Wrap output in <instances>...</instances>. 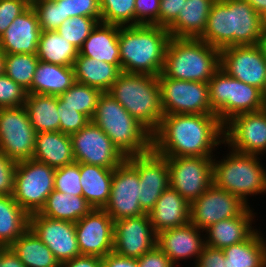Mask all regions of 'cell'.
Returning a JSON list of instances; mask_svg holds the SVG:
<instances>
[{
    "instance_id": "3",
    "label": "cell",
    "mask_w": 266,
    "mask_h": 267,
    "mask_svg": "<svg viewBox=\"0 0 266 267\" xmlns=\"http://www.w3.org/2000/svg\"><path fill=\"white\" fill-rule=\"evenodd\" d=\"M170 38L168 29L158 25L119 26L122 72L158 77Z\"/></svg>"
},
{
    "instance_id": "49",
    "label": "cell",
    "mask_w": 266,
    "mask_h": 267,
    "mask_svg": "<svg viewBox=\"0 0 266 267\" xmlns=\"http://www.w3.org/2000/svg\"><path fill=\"white\" fill-rule=\"evenodd\" d=\"M18 162L0 151V195H12Z\"/></svg>"
},
{
    "instance_id": "60",
    "label": "cell",
    "mask_w": 266,
    "mask_h": 267,
    "mask_svg": "<svg viewBox=\"0 0 266 267\" xmlns=\"http://www.w3.org/2000/svg\"><path fill=\"white\" fill-rule=\"evenodd\" d=\"M263 95H264V98L266 99V84H265V87H264V90H263Z\"/></svg>"
},
{
    "instance_id": "8",
    "label": "cell",
    "mask_w": 266,
    "mask_h": 267,
    "mask_svg": "<svg viewBox=\"0 0 266 267\" xmlns=\"http://www.w3.org/2000/svg\"><path fill=\"white\" fill-rule=\"evenodd\" d=\"M211 109L225 125L234 116L266 108L263 92L219 68L208 81Z\"/></svg>"
},
{
    "instance_id": "15",
    "label": "cell",
    "mask_w": 266,
    "mask_h": 267,
    "mask_svg": "<svg viewBox=\"0 0 266 267\" xmlns=\"http://www.w3.org/2000/svg\"><path fill=\"white\" fill-rule=\"evenodd\" d=\"M126 160L139 174V202L142 210L149 213L162 193L170 186L167 159L153 149L145 154L132 155Z\"/></svg>"
},
{
    "instance_id": "43",
    "label": "cell",
    "mask_w": 266,
    "mask_h": 267,
    "mask_svg": "<svg viewBox=\"0 0 266 267\" xmlns=\"http://www.w3.org/2000/svg\"><path fill=\"white\" fill-rule=\"evenodd\" d=\"M80 163L74 162L55 169L54 190L82 196Z\"/></svg>"
},
{
    "instance_id": "34",
    "label": "cell",
    "mask_w": 266,
    "mask_h": 267,
    "mask_svg": "<svg viewBox=\"0 0 266 267\" xmlns=\"http://www.w3.org/2000/svg\"><path fill=\"white\" fill-rule=\"evenodd\" d=\"M92 209L93 207L83 196L64 194L53 190L39 214L52 219L76 223Z\"/></svg>"
},
{
    "instance_id": "6",
    "label": "cell",
    "mask_w": 266,
    "mask_h": 267,
    "mask_svg": "<svg viewBox=\"0 0 266 267\" xmlns=\"http://www.w3.org/2000/svg\"><path fill=\"white\" fill-rule=\"evenodd\" d=\"M227 150L222 158H219V151L213 157V183L251 206V196L266 194V168L260 161L262 156L238 153L229 147Z\"/></svg>"
},
{
    "instance_id": "58",
    "label": "cell",
    "mask_w": 266,
    "mask_h": 267,
    "mask_svg": "<svg viewBox=\"0 0 266 267\" xmlns=\"http://www.w3.org/2000/svg\"><path fill=\"white\" fill-rule=\"evenodd\" d=\"M4 55L5 53L0 49V75L4 73Z\"/></svg>"
},
{
    "instance_id": "47",
    "label": "cell",
    "mask_w": 266,
    "mask_h": 267,
    "mask_svg": "<svg viewBox=\"0 0 266 267\" xmlns=\"http://www.w3.org/2000/svg\"><path fill=\"white\" fill-rule=\"evenodd\" d=\"M160 0H135V25L159 26Z\"/></svg>"
},
{
    "instance_id": "32",
    "label": "cell",
    "mask_w": 266,
    "mask_h": 267,
    "mask_svg": "<svg viewBox=\"0 0 266 267\" xmlns=\"http://www.w3.org/2000/svg\"><path fill=\"white\" fill-rule=\"evenodd\" d=\"M260 228L247 240L222 249L225 267H266V237Z\"/></svg>"
},
{
    "instance_id": "25",
    "label": "cell",
    "mask_w": 266,
    "mask_h": 267,
    "mask_svg": "<svg viewBox=\"0 0 266 267\" xmlns=\"http://www.w3.org/2000/svg\"><path fill=\"white\" fill-rule=\"evenodd\" d=\"M156 234L190 222V202L175 189L168 187L148 213Z\"/></svg>"
},
{
    "instance_id": "31",
    "label": "cell",
    "mask_w": 266,
    "mask_h": 267,
    "mask_svg": "<svg viewBox=\"0 0 266 267\" xmlns=\"http://www.w3.org/2000/svg\"><path fill=\"white\" fill-rule=\"evenodd\" d=\"M114 169L80 163L82 196L93 207L103 209L110 198Z\"/></svg>"
},
{
    "instance_id": "1",
    "label": "cell",
    "mask_w": 266,
    "mask_h": 267,
    "mask_svg": "<svg viewBox=\"0 0 266 267\" xmlns=\"http://www.w3.org/2000/svg\"><path fill=\"white\" fill-rule=\"evenodd\" d=\"M221 145L224 125L215 114L164 115L152 134V149L164 157H214Z\"/></svg>"
},
{
    "instance_id": "46",
    "label": "cell",
    "mask_w": 266,
    "mask_h": 267,
    "mask_svg": "<svg viewBox=\"0 0 266 267\" xmlns=\"http://www.w3.org/2000/svg\"><path fill=\"white\" fill-rule=\"evenodd\" d=\"M65 20L74 16L93 17L101 20L100 0H63Z\"/></svg>"
},
{
    "instance_id": "56",
    "label": "cell",
    "mask_w": 266,
    "mask_h": 267,
    "mask_svg": "<svg viewBox=\"0 0 266 267\" xmlns=\"http://www.w3.org/2000/svg\"><path fill=\"white\" fill-rule=\"evenodd\" d=\"M260 15L266 12V0H246Z\"/></svg>"
},
{
    "instance_id": "61",
    "label": "cell",
    "mask_w": 266,
    "mask_h": 267,
    "mask_svg": "<svg viewBox=\"0 0 266 267\" xmlns=\"http://www.w3.org/2000/svg\"><path fill=\"white\" fill-rule=\"evenodd\" d=\"M29 4H32L33 2L37 1V0H26Z\"/></svg>"
},
{
    "instance_id": "11",
    "label": "cell",
    "mask_w": 266,
    "mask_h": 267,
    "mask_svg": "<svg viewBox=\"0 0 266 267\" xmlns=\"http://www.w3.org/2000/svg\"><path fill=\"white\" fill-rule=\"evenodd\" d=\"M36 132L25 106L0 108V151L15 162L33 158Z\"/></svg>"
},
{
    "instance_id": "57",
    "label": "cell",
    "mask_w": 266,
    "mask_h": 267,
    "mask_svg": "<svg viewBox=\"0 0 266 267\" xmlns=\"http://www.w3.org/2000/svg\"><path fill=\"white\" fill-rule=\"evenodd\" d=\"M258 46L260 47L263 55L266 58V30L262 29V33L259 38Z\"/></svg>"
},
{
    "instance_id": "9",
    "label": "cell",
    "mask_w": 266,
    "mask_h": 267,
    "mask_svg": "<svg viewBox=\"0 0 266 267\" xmlns=\"http://www.w3.org/2000/svg\"><path fill=\"white\" fill-rule=\"evenodd\" d=\"M55 168L34 159L16 167L13 198L28 214L39 213L54 190Z\"/></svg>"
},
{
    "instance_id": "59",
    "label": "cell",
    "mask_w": 266,
    "mask_h": 267,
    "mask_svg": "<svg viewBox=\"0 0 266 267\" xmlns=\"http://www.w3.org/2000/svg\"><path fill=\"white\" fill-rule=\"evenodd\" d=\"M262 29L266 30V12L261 15Z\"/></svg>"
},
{
    "instance_id": "29",
    "label": "cell",
    "mask_w": 266,
    "mask_h": 267,
    "mask_svg": "<svg viewBox=\"0 0 266 267\" xmlns=\"http://www.w3.org/2000/svg\"><path fill=\"white\" fill-rule=\"evenodd\" d=\"M75 82L73 66L55 65L39 60L31 84V93L59 96Z\"/></svg>"
},
{
    "instance_id": "55",
    "label": "cell",
    "mask_w": 266,
    "mask_h": 267,
    "mask_svg": "<svg viewBox=\"0 0 266 267\" xmlns=\"http://www.w3.org/2000/svg\"><path fill=\"white\" fill-rule=\"evenodd\" d=\"M0 267H25L9 247L0 246Z\"/></svg>"
},
{
    "instance_id": "2",
    "label": "cell",
    "mask_w": 266,
    "mask_h": 267,
    "mask_svg": "<svg viewBox=\"0 0 266 267\" xmlns=\"http://www.w3.org/2000/svg\"><path fill=\"white\" fill-rule=\"evenodd\" d=\"M261 33V15L246 0H216L198 39L222 50L230 46L258 45Z\"/></svg>"
},
{
    "instance_id": "26",
    "label": "cell",
    "mask_w": 266,
    "mask_h": 267,
    "mask_svg": "<svg viewBox=\"0 0 266 267\" xmlns=\"http://www.w3.org/2000/svg\"><path fill=\"white\" fill-rule=\"evenodd\" d=\"M118 35V25L98 22L82 44L78 55L121 65Z\"/></svg>"
},
{
    "instance_id": "10",
    "label": "cell",
    "mask_w": 266,
    "mask_h": 267,
    "mask_svg": "<svg viewBox=\"0 0 266 267\" xmlns=\"http://www.w3.org/2000/svg\"><path fill=\"white\" fill-rule=\"evenodd\" d=\"M164 115L215 114L209 100V85L203 82L157 77Z\"/></svg>"
},
{
    "instance_id": "45",
    "label": "cell",
    "mask_w": 266,
    "mask_h": 267,
    "mask_svg": "<svg viewBox=\"0 0 266 267\" xmlns=\"http://www.w3.org/2000/svg\"><path fill=\"white\" fill-rule=\"evenodd\" d=\"M60 118V132L71 135L84 128L91 120L70 106H62V99L58 96L57 106Z\"/></svg>"
},
{
    "instance_id": "33",
    "label": "cell",
    "mask_w": 266,
    "mask_h": 267,
    "mask_svg": "<svg viewBox=\"0 0 266 267\" xmlns=\"http://www.w3.org/2000/svg\"><path fill=\"white\" fill-rule=\"evenodd\" d=\"M24 106L36 133L60 131L58 96L27 94Z\"/></svg>"
},
{
    "instance_id": "30",
    "label": "cell",
    "mask_w": 266,
    "mask_h": 267,
    "mask_svg": "<svg viewBox=\"0 0 266 267\" xmlns=\"http://www.w3.org/2000/svg\"><path fill=\"white\" fill-rule=\"evenodd\" d=\"M75 80L108 92L122 72L121 65L109 64L105 61L78 55L74 62Z\"/></svg>"
},
{
    "instance_id": "20",
    "label": "cell",
    "mask_w": 266,
    "mask_h": 267,
    "mask_svg": "<svg viewBox=\"0 0 266 267\" xmlns=\"http://www.w3.org/2000/svg\"><path fill=\"white\" fill-rule=\"evenodd\" d=\"M157 234L149 214L114 221L113 252L129 258H140L156 246Z\"/></svg>"
},
{
    "instance_id": "4",
    "label": "cell",
    "mask_w": 266,
    "mask_h": 267,
    "mask_svg": "<svg viewBox=\"0 0 266 267\" xmlns=\"http://www.w3.org/2000/svg\"><path fill=\"white\" fill-rule=\"evenodd\" d=\"M220 68V50L198 38H173L158 77L208 83Z\"/></svg>"
},
{
    "instance_id": "37",
    "label": "cell",
    "mask_w": 266,
    "mask_h": 267,
    "mask_svg": "<svg viewBox=\"0 0 266 267\" xmlns=\"http://www.w3.org/2000/svg\"><path fill=\"white\" fill-rule=\"evenodd\" d=\"M79 50L57 31H41L37 57L55 65L74 66Z\"/></svg>"
},
{
    "instance_id": "16",
    "label": "cell",
    "mask_w": 266,
    "mask_h": 267,
    "mask_svg": "<svg viewBox=\"0 0 266 267\" xmlns=\"http://www.w3.org/2000/svg\"><path fill=\"white\" fill-rule=\"evenodd\" d=\"M247 207L239 197L212 183L190 203V222L205 231L219 221L240 215Z\"/></svg>"
},
{
    "instance_id": "36",
    "label": "cell",
    "mask_w": 266,
    "mask_h": 267,
    "mask_svg": "<svg viewBox=\"0 0 266 267\" xmlns=\"http://www.w3.org/2000/svg\"><path fill=\"white\" fill-rule=\"evenodd\" d=\"M29 228V215L12 195H0V246L9 247Z\"/></svg>"
},
{
    "instance_id": "28",
    "label": "cell",
    "mask_w": 266,
    "mask_h": 267,
    "mask_svg": "<svg viewBox=\"0 0 266 267\" xmlns=\"http://www.w3.org/2000/svg\"><path fill=\"white\" fill-rule=\"evenodd\" d=\"M216 0H186L178 17L167 27L173 38H199Z\"/></svg>"
},
{
    "instance_id": "14",
    "label": "cell",
    "mask_w": 266,
    "mask_h": 267,
    "mask_svg": "<svg viewBox=\"0 0 266 267\" xmlns=\"http://www.w3.org/2000/svg\"><path fill=\"white\" fill-rule=\"evenodd\" d=\"M224 146L238 153L265 157L266 108L229 120L224 125Z\"/></svg>"
},
{
    "instance_id": "41",
    "label": "cell",
    "mask_w": 266,
    "mask_h": 267,
    "mask_svg": "<svg viewBox=\"0 0 266 267\" xmlns=\"http://www.w3.org/2000/svg\"><path fill=\"white\" fill-rule=\"evenodd\" d=\"M97 24L93 17L74 16L64 20L56 31L79 50Z\"/></svg>"
},
{
    "instance_id": "23",
    "label": "cell",
    "mask_w": 266,
    "mask_h": 267,
    "mask_svg": "<svg viewBox=\"0 0 266 267\" xmlns=\"http://www.w3.org/2000/svg\"><path fill=\"white\" fill-rule=\"evenodd\" d=\"M40 34L37 14L30 5L0 37V49L11 54H37Z\"/></svg>"
},
{
    "instance_id": "40",
    "label": "cell",
    "mask_w": 266,
    "mask_h": 267,
    "mask_svg": "<svg viewBox=\"0 0 266 267\" xmlns=\"http://www.w3.org/2000/svg\"><path fill=\"white\" fill-rule=\"evenodd\" d=\"M100 22L118 26L135 25V0H100Z\"/></svg>"
},
{
    "instance_id": "51",
    "label": "cell",
    "mask_w": 266,
    "mask_h": 267,
    "mask_svg": "<svg viewBox=\"0 0 266 267\" xmlns=\"http://www.w3.org/2000/svg\"><path fill=\"white\" fill-rule=\"evenodd\" d=\"M193 267H225V255L222 249L205 245Z\"/></svg>"
},
{
    "instance_id": "27",
    "label": "cell",
    "mask_w": 266,
    "mask_h": 267,
    "mask_svg": "<svg viewBox=\"0 0 266 267\" xmlns=\"http://www.w3.org/2000/svg\"><path fill=\"white\" fill-rule=\"evenodd\" d=\"M32 159L55 169L74 163L70 135L60 131L36 133Z\"/></svg>"
},
{
    "instance_id": "48",
    "label": "cell",
    "mask_w": 266,
    "mask_h": 267,
    "mask_svg": "<svg viewBox=\"0 0 266 267\" xmlns=\"http://www.w3.org/2000/svg\"><path fill=\"white\" fill-rule=\"evenodd\" d=\"M30 5L26 0H0V37Z\"/></svg>"
},
{
    "instance_id": "39",
    "label": "cell",
    "mask_w": 266,
    "mask_h": 267,
    "mask_svg": "<svg viewBox=\"0 0 266 267\" xmlns=\"http://www.w3.org/2000/svg\"><path fill=\"white\" fill-rule=\"evenodd\" d=\"M102 94L103 92L97 88L75 82L59 97L62 99V106H70L74 110L85 114L91 120Z\"/></svg>"
},
{
    "instance_id": "35",
    "label": "cell",
    "mask_w": 266,
    "mask_h": 267,
    "mask_svg": "<svg viewBox=\"0 0 266 267\" xmlns=\"http://www.w3.org/2000/svg\"><path fill=\"white\" fill-rule=\"evenodd\" d=\"M9 248L25 267H56L60 263L49 247L28 228Z\"/></svg>"
},
{
    "instance_id": "50",
    "label": "cell",
    "mask_w": 266,
    "mask_h": 267,
    "mask_svg": "<svg viewBox=\"0 0 266 267\" xmlns=\"http://www.w3.org/2000/svg\"><path fill=\"white\" fill-rule=\"evenodd\" d=\"M186 0H160L159 26L168 27L183 8Z\"/></svg>"
},
{
    "instance_id": "52",
    "label": "cell",
    "mask_w": 266,
    "mask_h": 267,
    "mask_svg": "<svg viewBox=\"0 0 266 267\" xmlns=\"http://www.w3.org/2000/svg\"><path fill=\"white\" fill-rule=\"evenodd\" d=\"M137 262L138 267H176L157 245L140 258H137Z\"/></svg>"
},
{
    "instance_id": "5",
    "label": "cell",
    "mask_w": 266,
    "mask_h": 267,
    "mask_svg": "<svg viewBox=\"0 0 266 267\" xmlns=\"http://www.w3.org/2000/svg\"><path fill=\"white\" fill-rule=\"evenodd\" d=\"M91 121L125 157L145 154L152 149V133L108 92L100 96Z\"/></svg>"
},
{
    "instance_id": "22",
    "label": "cell",
    "mask_w": 266,
    "mask_h": 267,
    "mask_svg": "<svg viewBox=\"0 0 266 267\" xmlns=\"http://www.w3.org/2000/svg\"><path fill=\"white\" fill-rule=\"evenodd\" d=\"M156 245L176 267H182V263H186L188 259L193 260L192 264L195 265L205 246V234L189 222L186 225L159 232Z\"/></svg>"
},
{
    "instance_id": "17",
    "label": "cell",
    "mask_w": 266,
    "mask_h": 267,
    "mask_svg": "<svg viewBox=\"0 0 266 267\" xmlns=\"http://www.w3.org/2000/svg\"><path fill=\"white\" fill-rule=\"evenodd\" d=\"M139 183L137 170L126 159L114 169L110 198L103 208L113 221L146 214L138 199Z\"/></svg>"
},
{
    "instance_id": "42",
    "label": "cell",
    "mask_w": 266,
    "mask_h": 267,
    "mask_svg": "<svg viewBox=\"0 0 266 267\" xmlns=\"http://www.w3.org/2000/svg\"><path fill=\"white\" fill-rule=\"evenodd\" d=\"M31 6L37 14L41 31H56L65 20L63 0H37Z\"/></svg>"
},
{
    "instance_id": "7",
    "label": "cell",
    "mask_w": 266,
    "mask_h": 267,
    "mask_svg": "<svg viewBox=\"0 0 266 267\" xmlns=\"http://www.w3.org/2000/svg\"><path fill=\"white\" fill-rule=\"evenodd\" d=\"M108 93L152 134L158 129L164 112L157 77L121 72Z\"/></svg>"
},
{
    "instance_id": "54",
    "label": "cell",
    "mask_w": 266,
    "mask_h": 267,
    "mask_svg": "<svg viewBox=\"0 0 266 267\" xmlns=\"http://www.w3.org/2000/svg\"><path fill=\"white\" fill-rule=\"evenodd\" d=\"M63 267H103L101 257L80 255L62 264Z\"/></svg>"
},
{
    "instance_id": "53",
    "label": "cell",
    "mask_w": 266,
    "mask_h": 267,
    "mask_svg": "<svg viewBox=\"0 0 266 267\" xmlns=\"http://www.w3.org/2000/svg\"><path fill=\"white\" fill-rule=\"evenodd\" d=\"M103 267H138L137 259L111 252L102 258Z\"/></svg>"
},
{
    "instance_id": "12",
    "label": "cell",
    "mask_w": 266,
    "mask_h": 267,
    "mask_svg": "<svg viewBox=\"0 0 266 267\" xmlns=\"http://www.w3.org/2000/svg\"><path fill=\"white\" fill-rule=\"evenodd\" d=\"M170 187L188 202L199 198L213 183V157H166Z\"/></svg>"
},
{
    "instance_id": "19",
    "label": "cell",
    "mask_w": 266,
    "mask_h": 267,
    "mask_svg": "<svg viewBox=\"0 0 266 267\" xmlns=\"http://www.w3.org/2000/svg\"><path fill=\"white\" fill-rule=\"evenodd\" d=\"M29 228L49 247L60 264L81 255L75 223L34 213L29 215Z\"/></svg>"
},
{
    "instance_id": "21",
    "label": "cell",
    "mask_w": 266,
    "mask_h": 267,
    "mask_svg": "<svg viewBox=\"0 0 266 267\" xmlns=\"http://www.w3.org/2000/svg\"><path fill=\"white\" fill-rule=\"evenodd\" d=\"M75 227L81 255L103 258L113 252L114 221L104 209L93 208Z\"/></svg>"
},
{
    "instance_id": "38",
    "label": "cell",
    "mask_w": 266,
    "mask_h": 267,
    "mask_svg": "<svg viewBox=\"0 0 266 267\" xmlns=\"http://www.w3.org/2000/svg\"><path fill=\"white\" fill-rule=\"evenodd\" d=\"M39 59L37 54L4 55V73L31 94V84Z\"/></svg>"
},
{
    "instance_id": "18",
    "label": "cell",
    "mask_w": 266,
    "mask_h": 267,
    "mask_svg": "<svg viewBox=\"0 0 266 267\" xmlns=\"http://www.w3.org/2000/svg\"><path fill=\"white\" fill-rule=\"evenodd\" d=\"M220 68L229 76L260 89L266 84V58L258 45L220 50Z\"/></svg>"
},
{
    "instance_id": "44",
    "label": "cell",
    "mask_w": 266,
    "mask_h": 267,
    "mask_svg": "<svg viewBox=\"0 0 266 267\" xmlns=\"http://www.w3.org/2000/svg\"><path fill=\"white\" fill-rule=\"evenodd\" d=\"M27 91L5 73L0 75V108L24 106Z\"/></svg>"
},
{
    "instance_id": "13",
    "label": "cell",
    "mask_w": 266,
    "mask_h": 267,
    "mask_svg": "<svg viewBox=\"0 0 266 267\" xmlns=\"http://www.w3.org/2000/svg\"><path fill=\"white\" fill-rule=\"evenodd\" d=\"M70 138L77 163L115 169L126 159L112 140L92 121L80 131L71 134Z\"/></svg>"
},
{
    "instance_id": "24",
    "label": "cell",
    "mask_w": 266,
    "mask_h": 267,
    "mask_svg": "<svg viewBox=\"0 0 266 267\" xmlns=\"http://www.w3.org/2000/svg\"><path fill=\"white\" fill-rule=\"evenodd\" d=\"M254 211L253 207L248 206L240 215L224 219L208 227L204 231L205 245L224 249L247 240L258 229L255 225L257 222L255 218L258 214Z\"/></svg>"
}]
</instances>
